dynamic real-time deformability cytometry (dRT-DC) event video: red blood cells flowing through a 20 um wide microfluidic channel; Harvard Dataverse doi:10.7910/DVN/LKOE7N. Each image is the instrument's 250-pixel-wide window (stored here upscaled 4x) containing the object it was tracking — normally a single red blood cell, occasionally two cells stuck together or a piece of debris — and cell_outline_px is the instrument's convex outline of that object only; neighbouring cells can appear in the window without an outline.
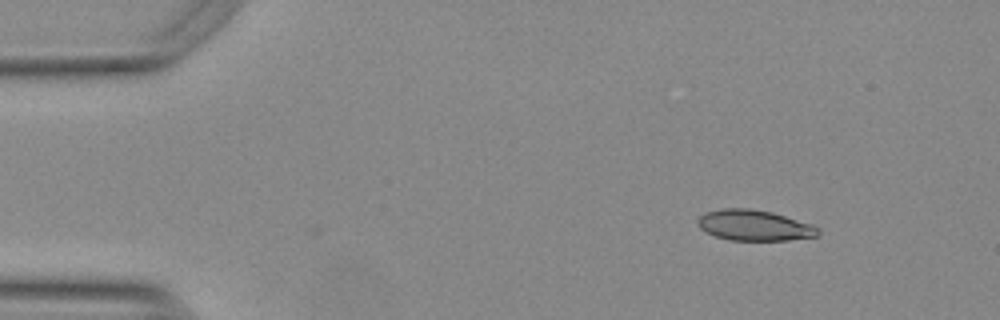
{"species": "Egyptian fruit bat (a non-hibernating species)", "species_latin": "Rousettus aegyptiacus", "temperature_condition": "warm", "stored_images_in_passage": 2, "camera_frame_rate_fps": 3000, "um_per_image_px": 0.085, "animal": {"sex": "female"}, "frame": {"image": 1, "passage_image": 2, "time_ms": 0.333, "image_size_px": [1000, 320], "cell_outline_px": [[820, 236], [788, 240], [732, 240], [716, 236], [700, 228], [696, 224], [696, 220], [700, 216], [708, 212], [720, 208], [752, 208], [772, 212], [812, 224], [820, 228]], "centroid_in_image_um": [64.15, 19.15], "position_along_channel_um": 20.9, "area_um2": 21.62}}